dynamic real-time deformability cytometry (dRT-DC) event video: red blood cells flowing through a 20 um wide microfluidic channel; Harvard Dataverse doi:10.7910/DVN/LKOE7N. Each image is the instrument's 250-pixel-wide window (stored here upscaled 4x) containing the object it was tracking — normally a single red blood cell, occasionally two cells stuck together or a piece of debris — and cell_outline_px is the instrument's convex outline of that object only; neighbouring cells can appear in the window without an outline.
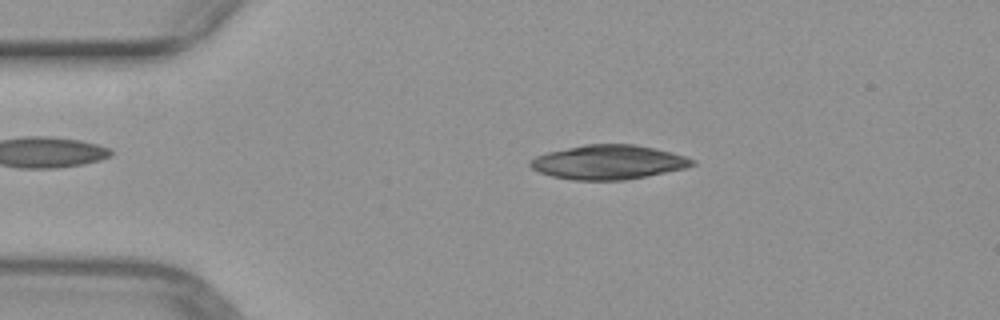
{"species": "common noctule bat (a hibernating species)", "species_latin": "Nyctalus noctula", "temperature_condition": "warm", "stored_images_in_passage": 49, "camera_frame_rate_fps": 3000, "um_per_image_px": 0.085, "animal": {"sex": "female", "body_mass_g": 29.2, "forearm_length_mm": 56.3}, "frame": {"image": 1, "passage_image": 9, "time_ms": 2.667, "image_size_px": [1000, 320], "cell_outline_px": [[696, 164], [688, 168], [624, 180], [572, 180], [552, 176], [540, 172], [532, 168], [528, 164], [536, 156], [548, 152], [584, 144], [632, 144], [672, 152], [696, 160]], "centroid_in_image_um": [51.74, 13.79], "position_along_channel_um": 33.3, "area_um2": 32.25}}